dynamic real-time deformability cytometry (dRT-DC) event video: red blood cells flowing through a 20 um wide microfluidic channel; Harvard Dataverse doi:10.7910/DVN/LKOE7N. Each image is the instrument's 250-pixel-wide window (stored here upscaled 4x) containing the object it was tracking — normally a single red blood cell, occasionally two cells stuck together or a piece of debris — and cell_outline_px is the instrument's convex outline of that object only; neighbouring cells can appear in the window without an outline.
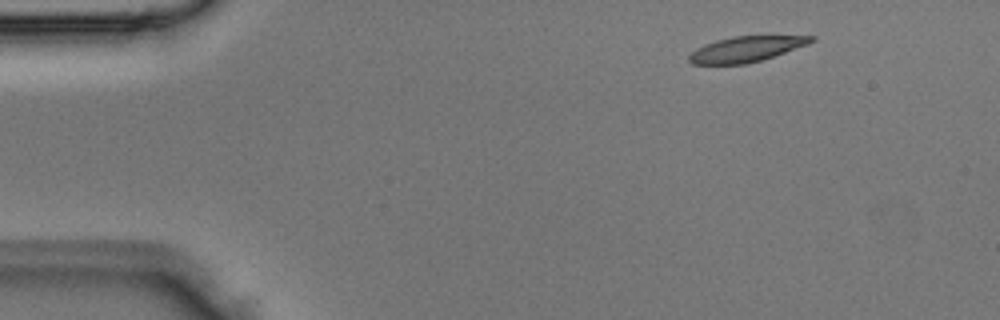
{"species": "Egyptian fruit bat (a non-hibernating species)", "species_latin": "Rousettus aegyptiacus", "temperature_condition": "room temperature", "stored_images_in_passage": 3, "camera_frame_rate_fps": 3000, "um_per_image_px": 0.085, "animal": {"sex": "male"}, "frame": {"image": 1, "passage_image": 1, "time_ms": 0.0, "image_size_px": [1000, 320], "cell_outline_px": [[816, 40], [808, 44], [760, 60], [744, 64], [692, 64], [688, 60], [688, 56], [696, 48], [704, 44], [716, 40], [732, 36], [816, 36]], "centroid_in_image_um": [63.38, 4.17], "position_along_channel_um": 21.6, "area_um2": 17.92}}
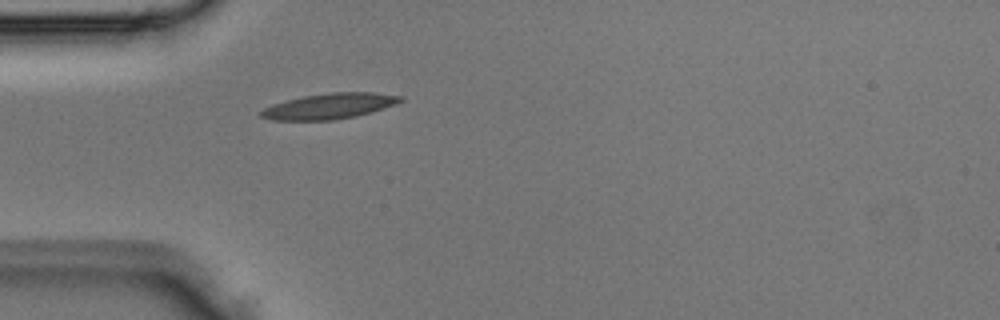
{"frame": {"image": 2, "passage_image": 3, "time_ms": 0.667, "image_size_px": [1000, 320], "cell_outline_px": [[404, 100], [396, 104], [372, 112], [356, 116], [332, 120], [272, 120], [260, 116], [260, 112], [264, 108], [272, 104], [304, 96], [332, 92], [372, 92], [404, 96]], "centroid_in_image_um": [28.04, 9.02], "position_along_channel_um": 57.0, "area_um2": 20.75}}